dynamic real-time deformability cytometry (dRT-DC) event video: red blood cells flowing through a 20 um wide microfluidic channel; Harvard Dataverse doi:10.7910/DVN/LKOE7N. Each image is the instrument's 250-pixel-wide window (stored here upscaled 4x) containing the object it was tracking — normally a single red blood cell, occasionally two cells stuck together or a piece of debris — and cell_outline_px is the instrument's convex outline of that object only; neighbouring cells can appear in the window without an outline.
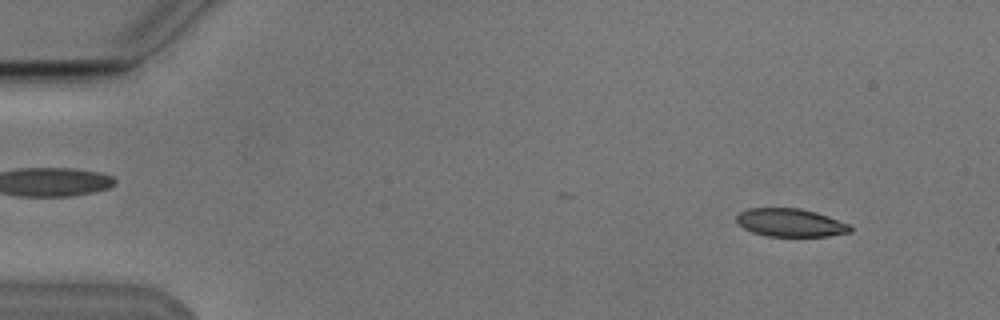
{"species": "Egyptian fruit bat (a non-hibernating species)", "species_latin": "Rousettus aegyptiacus", "temperature_condition": "cold", "stored_images_in_passage": 4, "camera_frame_rate_fps": 3000, "um_per_image_px": 0.085, "animal": {"sex": "male"}, "frame": {"image": 1, "passage_image": 1, "time_ms": 0.0, "image_size_px": [1000, 320], "cell_outline_px": [[852, 232], [828, 236], [764, 236], [752, 232], [744, 228], [736, 220], [736, 216], [740, 212], [748, 208], [800, 208], [816, 212], [828, 216], [848, 224], [852, 228]], "centroid_in_image_um": [67.18, 18.93], "position_along_channel_um": 17.8, "area_um2": 18.61}}